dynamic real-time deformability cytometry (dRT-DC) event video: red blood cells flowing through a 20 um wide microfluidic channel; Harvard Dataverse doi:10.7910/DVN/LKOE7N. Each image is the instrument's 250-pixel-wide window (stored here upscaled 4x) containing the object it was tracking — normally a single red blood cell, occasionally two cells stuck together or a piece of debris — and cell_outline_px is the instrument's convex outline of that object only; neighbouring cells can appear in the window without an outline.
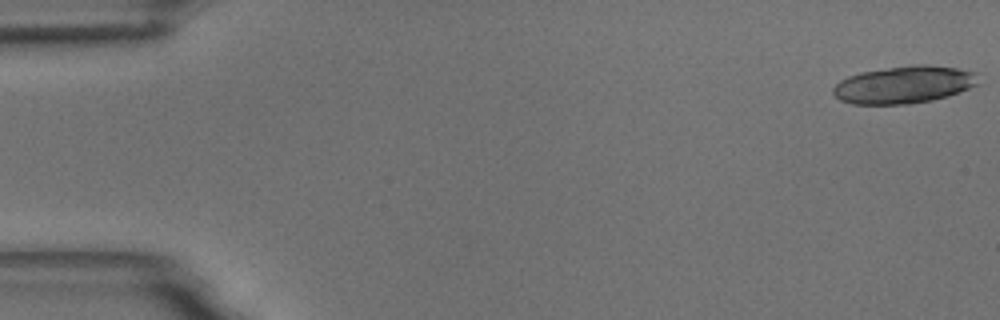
{"species": "common noctule bat (a hibernating species)", "species_latin": "Nyctalus noctula", "temperature_condition": "room temperature", "stored_images_in_passage": 20, "camera_frame_rate_fps": 3000, "um_per_image_px": 0.085, "animal": {"sex": "male", "body_mass_g": 18.8}, "frame": {"image": 1, "passage_image": 1, "time_ms": 0.0, "image_size_px": [1000, 320], "cell_outline_px": [[976, 84], [968, 88], [948, 96], [932, 100], [908, 104], [852, 104], [840, 100], [832, 92], [832, 88], [840, 80], [848, 76], [860, 72], [916, 64], [928, 64], [956, 68], [976, 72]], "centroid_in_image_um": [76.8, 7.2], "position_along_channel_um": 8.2, "area_um2": 31.44}}